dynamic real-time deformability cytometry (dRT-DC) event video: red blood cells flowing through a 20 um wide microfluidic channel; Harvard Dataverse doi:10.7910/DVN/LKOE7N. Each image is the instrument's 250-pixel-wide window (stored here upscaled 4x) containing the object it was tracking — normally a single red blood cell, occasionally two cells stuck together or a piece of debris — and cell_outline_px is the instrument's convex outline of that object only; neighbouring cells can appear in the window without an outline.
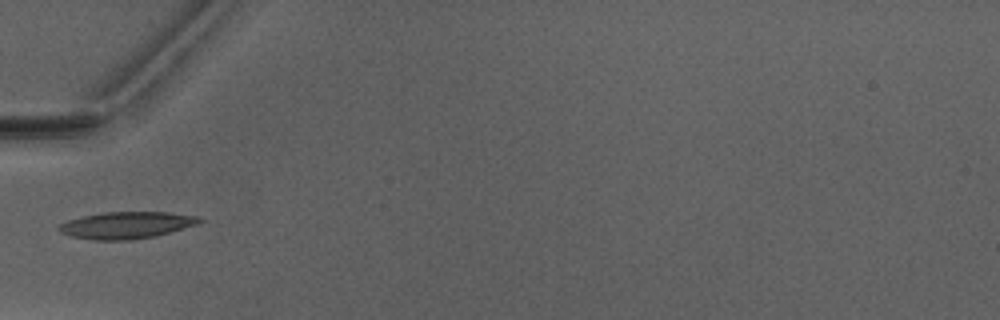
{"species": "Egyptian fruit bat (a non-hibernating species)", "species_latin": "Rousettus aegyptiacus", "temperature_condition": "warm", "stored_images_in_passage": 2, "camera_frame_rate_fps": 3000, "um_per_image_px": 0.085, "animal": {"sex": "male"}, "frame": {"image": 1, "passage_image": 2, "time_ms": 2.0, "image_size_px": [1000, 320], "cell_outline_px": [[204, 220], [196, 224], [168, 232], [152, 236], [132, 240], [92, 240], [72, 236], [60, 232], [56, 228], [60, 224], [68, 220], [80, 216], [100, 212], [168, 212], [200, 216]], "centroid_in_image_um": [10.7, 19.12], "position_along_channel_um": 74.3, "area_um2": 21.96}}